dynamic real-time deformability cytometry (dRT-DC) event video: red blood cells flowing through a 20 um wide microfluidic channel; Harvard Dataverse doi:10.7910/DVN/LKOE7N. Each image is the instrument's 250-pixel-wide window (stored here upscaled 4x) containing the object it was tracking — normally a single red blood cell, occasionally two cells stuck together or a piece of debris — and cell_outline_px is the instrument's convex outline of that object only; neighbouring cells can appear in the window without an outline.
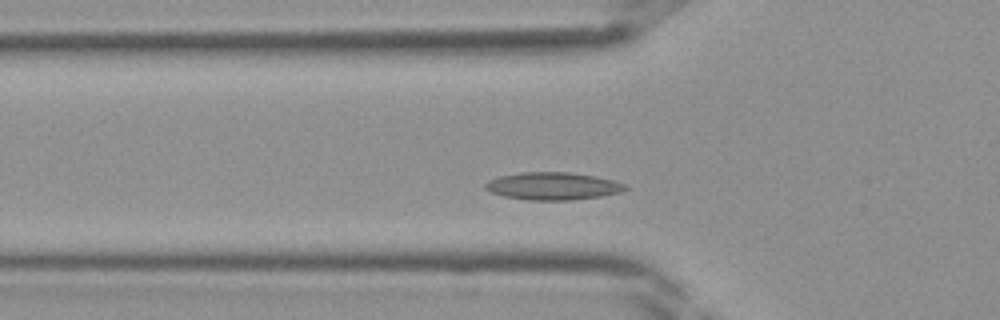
{"species": "Egyptian fruit bat (a non-hibernating species)", "species_latin": "Rousettus aegyptiacus", "temperature_condition": "room temperature", "stored_images_in_passage": 34, "camera_frame_rate_fps": 3000, "um_per_image_px": 0.085, "frame": {"image": 1, "passage_image": 6, "time_ms": 1.667, "image_size_px": [1000, 320], "cell_outline_px": [[628, 188], [620, 192], [600, 196], [572, 200], [528, 200], [504, 196], [492, 192], [484, 188], [484, 184], [488, 180], [500, 176], [520, 172], [568, 172], [596, 176], [628, 184]], "centroid_in_image_um": [47.0, 15.81], "position_along_channel_um": 78.8, "area_um2": 22.48}}
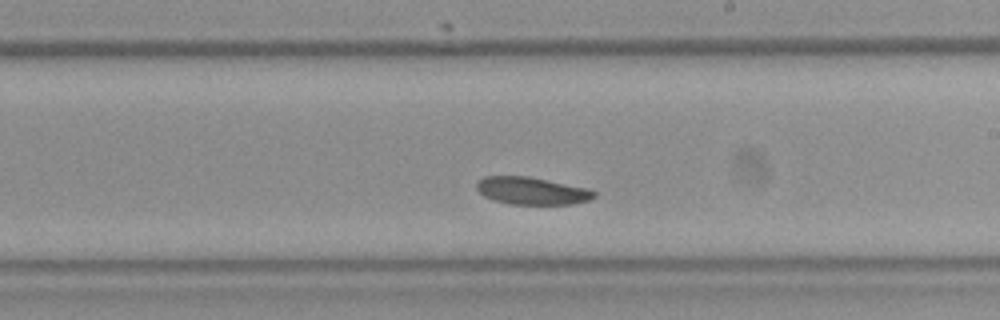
{"frame": {"image": 2, "passage_image": 16, "time_ms": 5.0, "image_size_px": [1000, 320], "cell_outline_px": [[596, 196], [588, 200], [572, 204], [508, 204], [492, 200], [484, 196], [476, 188], [476, 184], [484, 176], [528, 176], [588, 188], [596, 192]], "centroid_in_image_um": [45.19, 16.22], "position_along_channel_um": 243.8, "area_um2": 18.79}}
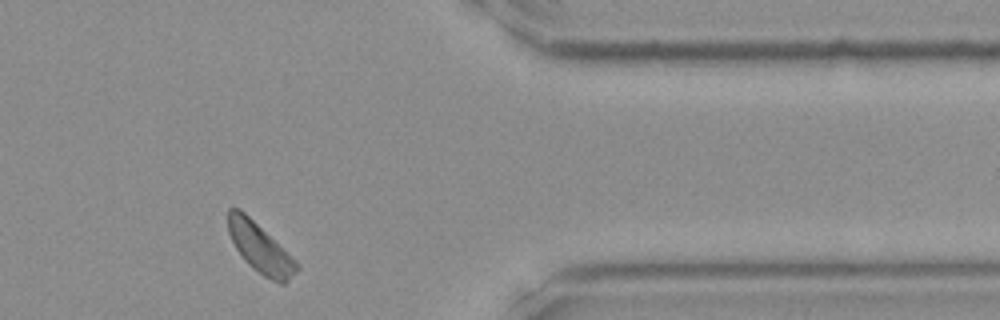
{"frame": {"image": 3, "passage_image": 26, "time_ms": 8.333, "image_size_px": [1000, 320], "cell_outline_px": [[300, 268], [284, 284], [280, 284], [264, 276], [252, 268], [244, 260], [236, 248], [228, 232], [228, 208], [240, 208], [296, 260], [300, 264]], "centroid_in_image_um": [22.12, 21.1], "position_along_channel_um": 389.3, "area_um2": 19.59}}